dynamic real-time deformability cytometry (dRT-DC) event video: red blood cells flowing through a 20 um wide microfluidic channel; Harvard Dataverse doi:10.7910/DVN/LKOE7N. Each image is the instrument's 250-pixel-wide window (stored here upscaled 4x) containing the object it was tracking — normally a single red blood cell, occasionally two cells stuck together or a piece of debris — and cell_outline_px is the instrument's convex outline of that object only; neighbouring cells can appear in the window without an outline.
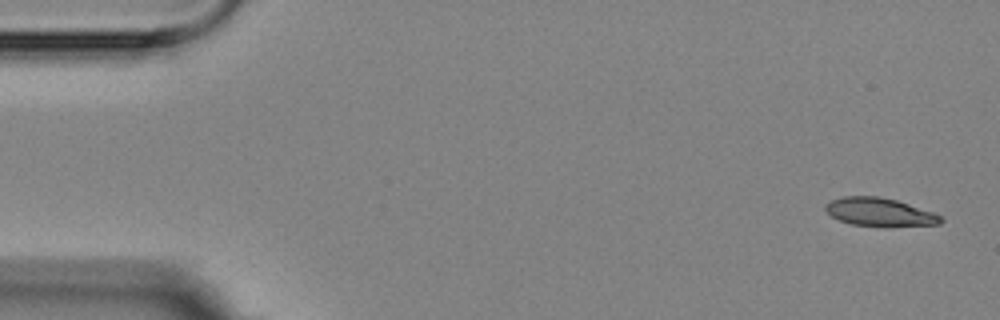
{"species": "Egyptian fruit bat (a non-hibernating species)", "species_latin": "Rousettus aegyptiacus", "temperature_condition": "room temperature", "stored_images_in_passage": 5, "camera_frame_rate_fps": 3000, "um_per_image_px": 0.085, "animal": {"sex": "female"}, "frame": {"image": 1, "passage_image": 1, "time_ms": 0.0, "image_size_px": [1000, 320], "cell_outline_px": [[944, 220], [940, 224], [852, 224], [840, 220], [832, 216], [824, 208], [824, 204], [832, 200], [844, 196], [876, 196], [896, 200], [932, 212], [940, 216]], "centroid_in_image_um": [74.7, 17.98], "position_along_channel_um": 10.3, "area_um2": 17.92}}
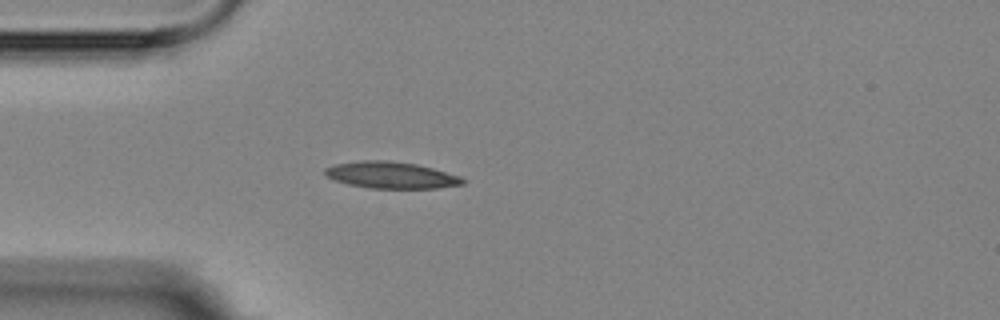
{"frame": {"image": 2, "passage_image": 5, "time_ms": 4.333, "image_size_px": [1000, 320], "cell_outline_px": [[468, 180], [464, 184], [436, 188], [372, 188], [348, 184], [336, 180], [328, 176], [324, 172], [324, 168], [336, 164], [360, 160], [388, 160], [416, 164], [432, 168], [460, 176]], "centroid_in_image_um": [33.28, 14.88], "position_along_channel_um": 51.7, "area_um2": 21.27}}